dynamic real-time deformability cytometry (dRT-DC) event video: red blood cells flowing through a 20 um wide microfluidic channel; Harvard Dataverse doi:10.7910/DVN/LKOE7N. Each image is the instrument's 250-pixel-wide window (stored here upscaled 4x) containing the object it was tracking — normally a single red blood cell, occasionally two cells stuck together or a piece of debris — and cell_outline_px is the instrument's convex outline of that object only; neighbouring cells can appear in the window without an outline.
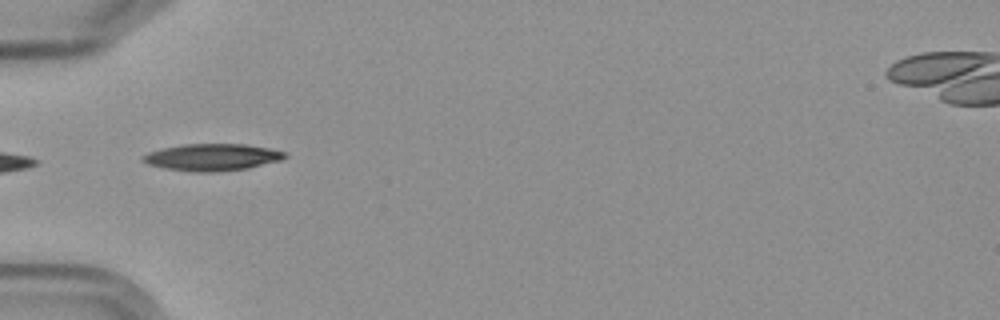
{"species": "Egyptian fruit bat (a non-hibernating species)", "species_latin": "Rousettus aegyptiacus", "temperature_condition": "cold", "stored_images_in_passage": 7, "camera_frame_rate_fps": 3000, "um_per_image_px": 0.085, "frame": {"image": 1, "passage_image": 4, "time_ms": 4.0, "image_size_px": [1000, 320], "cell_outline_px": [[288, 156], [280, 160], [248, 168], [216, 172], [192, 172], [164, 168], [148, 164], [140, 160], [140, 156], [148, 152], [164, 148], [184, 144], [244, 144], [268, 148], [284, 152]], "centroid_in_image_um": [17.99, 13.37], "position_along_channel_um": 67.0, "area_um2": 22.25}}
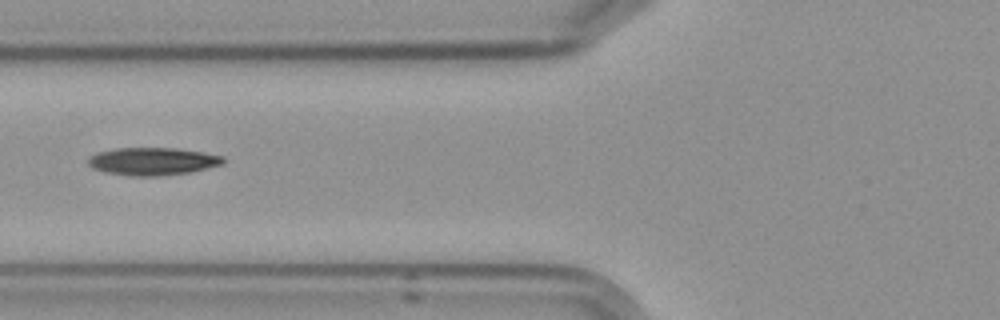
{"frame": {"image": 2, "passage_image": 5, "time_ms": 5.333, "image_size_px": [1000, 320], "cell_outline_px": [[224, 164], [188, 172], [160, 176], [132, 176], [108, 172], [92, 168], [88, 164], [88, 156], [96, 152], [116, 148], [176, 148], [204, 152], [224, 156]], "centroid_in_image_um": [12.96, 13.7], "position_along_channel_um": 112.8, "area_um2": 21.79}}